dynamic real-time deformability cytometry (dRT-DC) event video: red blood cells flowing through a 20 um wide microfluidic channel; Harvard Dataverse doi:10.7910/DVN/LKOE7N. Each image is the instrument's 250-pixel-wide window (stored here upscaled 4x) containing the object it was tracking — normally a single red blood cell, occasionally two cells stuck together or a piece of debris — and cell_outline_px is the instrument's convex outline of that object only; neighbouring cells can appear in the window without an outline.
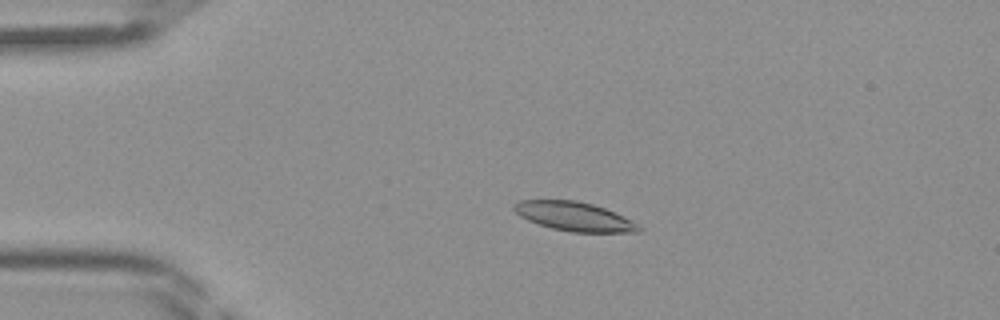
{"species": "Egyptian fruit bat (a non-hibernating species)", "species_latin": "Rousettus aegyptiacus", "temperature_condition": "room temperature", "stored_images_in_passage": 45, "camera_frame_rate_fps": 3000, "um_per_image_px": 0.085, "frame": {"image": 1, "passage_image": 10, "time_ms": 3.0, "image_size_px": [1000, 320], "cell_outline_px": [[640, 232], [572, 232], [552, 228], [528, 220], [520, 216], [512, 208], [512, 204], [520, 200], [576, 200], [592, 204], [604, 208], [632, 220], [640, 224]], "centroid_in_image_um": [48.8, 18.39], "position_along_channel_um": 36.2, "area_um2": 20.98}}
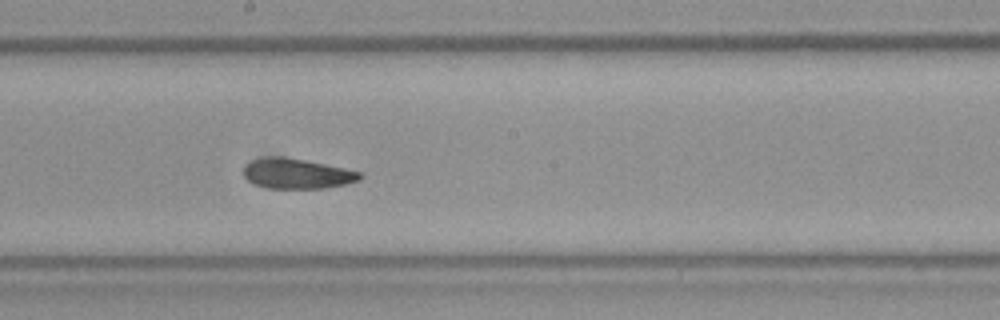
{"frame": {"image": 2, "passage_image": 25, "time_ms": 8.0, "image_size_px": [1000, 320], "cell_outline_px": [[364, 176], [360, 180], [344, 184], [324, 188], [268, 188], [256, 184], [248, 180], [244, 176], [244, 164], [252, 160], [268, 156], [284, 156], [344, 168], [360, 172]], "centroid_in_image_um": [25.22, 14.75], "position_along_channel_um": 223.0, "area_um2": 20.35}}
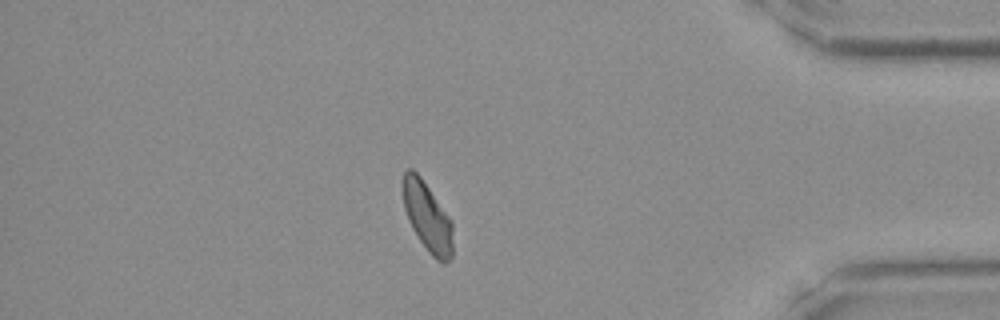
{"frame": {"image": 3, "passage_image": 39, "time_ms": 12.667, "image_size_px": [1000, 320], "cell_outline_px": [[452, 256], [444, 264], [436, 260], [428, 252], [412, 228], [408, 220], [404, 208], [400, 188], [400, 180], [404, 172], [408, 168], [412, 168], [420, 176], [452, 220]], "centroid_in_image_um": [36.28, 18.39], "position_along_channel_um": 398.9, "area_um2": 20.52}}